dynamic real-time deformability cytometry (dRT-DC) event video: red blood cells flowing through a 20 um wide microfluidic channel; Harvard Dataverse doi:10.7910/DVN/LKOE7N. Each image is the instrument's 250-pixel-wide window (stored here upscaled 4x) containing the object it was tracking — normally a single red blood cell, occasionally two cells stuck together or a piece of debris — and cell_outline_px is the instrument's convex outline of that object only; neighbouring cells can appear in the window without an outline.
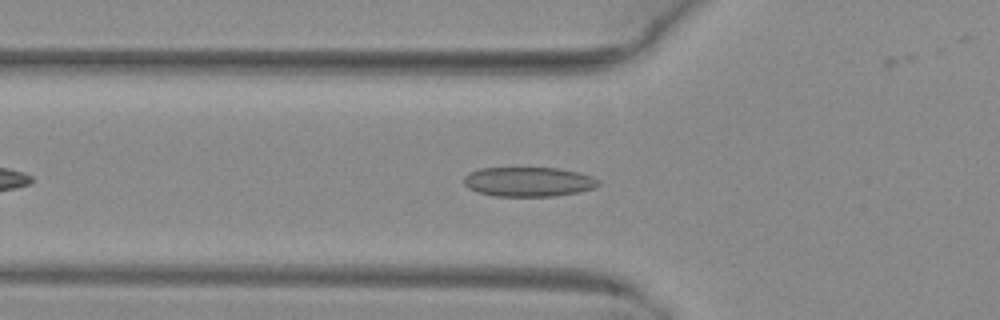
{"species": "common noctule bat (a hibernating species)", "species_latin": "Nyctalus noctula", "temperature_condition": "warm", "stored_images_in_passage": 34, "camera_frame_rate_fps": 3000, "um_per_image_px": 0.085, "animal": {"sex": "female", "body_mass_g": 29.2, "forearm_length_mm": 56.3}, "frame": {"image": 1, "passage_image": 8, "time_ms": 2.333, "image_size_px": [1000, 320], "cell_outline_px": [[600, 184], [592, 188], [580, 192], [556, 196], [492, 196], [476, 192], [468, 188], [464, 184], [464, 176], [468, 172], [480, 168], [560, 168], [580, 172], [592, 176], [600, 180]], "centroid_in_image_um": [44.92, 15.45], "position_along_channel_um": 80.9, "area_um2": 23.47}}
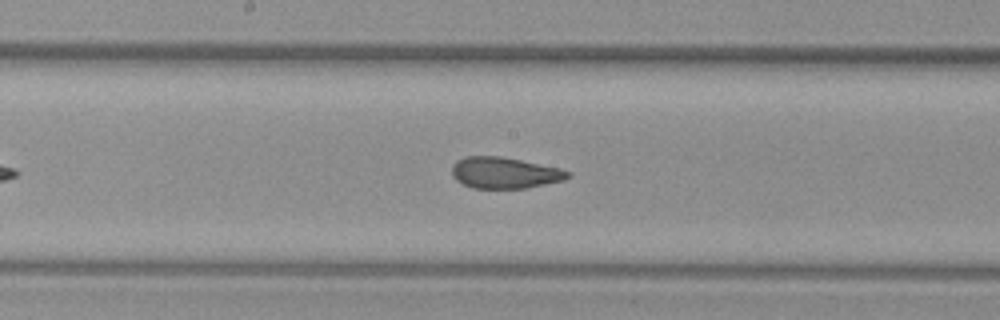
{"frame": {"image": 2, "passage_image": 17, "time_ms": 5.333, "image_size_px": [1000, 320], "cell_outline_px": [[572, 176], [564, 180], [524, 188], [472, 188], [456, 180], [452, 176], [452, 164], [456, 160], [464, 156], [500, 156], [560, 168], [572, 172]], "centroid_in_image_um": [42.88, 14.68], "position_along_channel_um": 205.3, "area_um2": 21.15}}
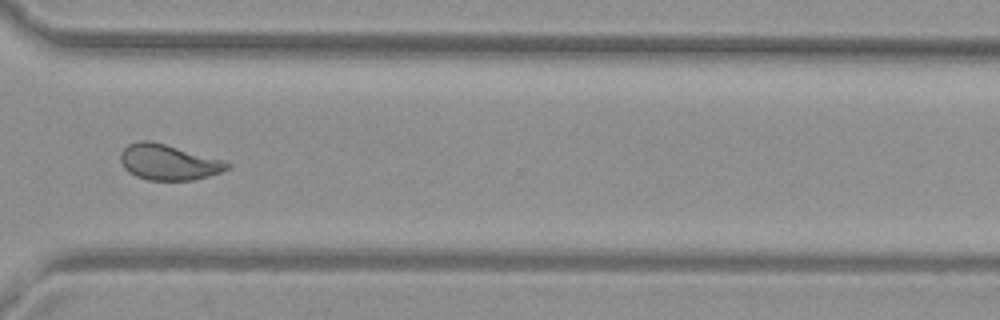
{"frame": {"image": 3, "passage_image": 28, "time_ms": 9.0, "image_size_px": [1000, 320], "cell_outline_px": [[232, 164], [228, 168], [220, 172], [208, 176], [192, 180], [148, 180], [136, 176], [128, 172], [124, 168], [120, 160], [120, 152], [128, 144], [140, 140], [148, 140], [164, 144], [224, 160]], "centroid_in_image_um": [14.29, 13.79], "position_along_channel_um": 356.3, "area_um2": 22.02}, "authors_computed_cell_mechanics": {"area_um2": 21.9062, "velocity_mm_per_s": 4.1147, "shape_relaxation_time_tau1_ms": 10.3252, "shape_relaxation_time_tau2_ms": 0.9417, "deformation_change_tau1": 0.2365, "deformation_change_tau2": 0.0767}}